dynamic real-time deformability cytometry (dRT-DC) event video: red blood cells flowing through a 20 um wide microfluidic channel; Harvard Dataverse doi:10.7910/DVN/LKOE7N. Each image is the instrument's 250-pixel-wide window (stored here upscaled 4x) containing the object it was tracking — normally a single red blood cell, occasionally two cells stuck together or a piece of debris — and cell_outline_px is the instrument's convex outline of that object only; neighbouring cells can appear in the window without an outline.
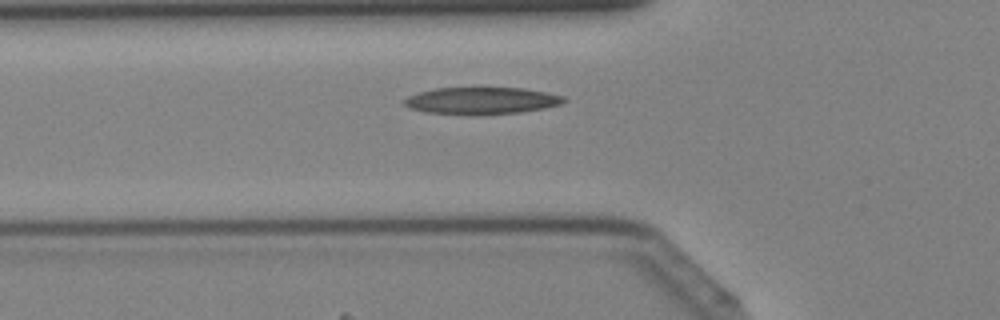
{"species": "Egyptian fruit bat (a non-hibernating species)", "species_latin": "Rousettus aegyptiacus", "temperature_condition": "cold", "stored_images_in_passage": 37, "camera_frame_rate_fps": 3000, "um_per_image_px": 0.085, "animal": {"sex": "female"}, "frame": {"image": 1, "passage_image": 10, "time_ms": 3.0, "image_size_px": [1000, 320], "cell_outline_px": [[568, 100], [560, 104], [544, 108], [520, 112], [428, 112], [412, 108], [404, 104], [400, 100], [408, 96], [420, 92], [436, 88], [524, 88], [548, 92], [564, 96]], "centroid_in_image_um": [40.99, 8.51], "position_along_channel_um": 84.8, "area_um2": 23.99}}
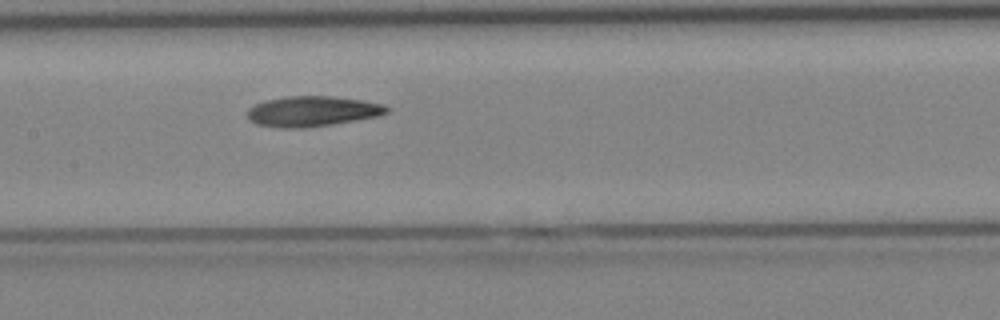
{"frame": {"image": 2, "passage_image": 16, "time_ms": 5.0, "image_size_px": [1000, 320], "cell_outline_px": [[392, 108], [388, 112], [380, 116], [332, 124], [304, 128], [280, 128], [256, 124], [248, 116], [248, 108], [264, 100], [284, 96], [332, 96], [364, 100], [384, 104]], "centroid_in_image_um": [26.59, 9.45], "position_along_channel_um": 180.8, "area_um2": 24.85}}
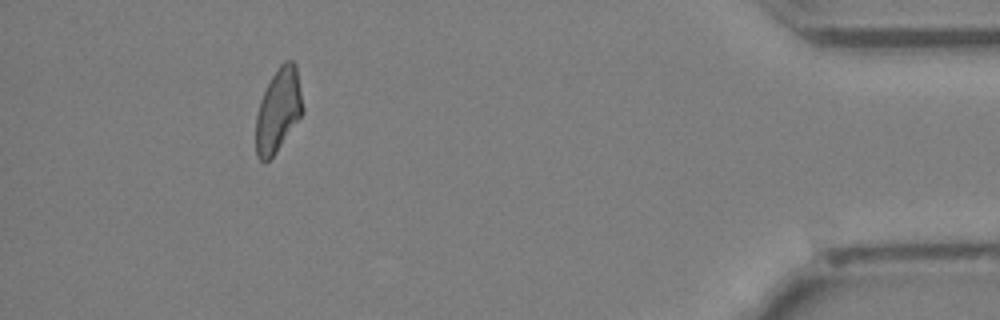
{"frame": {"image": 3, "passage_image": 34, "time_ms": 11.0, "image_size_px": [1000, 320], "cell_outline_px": [[304, 112], [276, 152], [268, 160], [260, 160], [256, 156], [256, 116], [260, 100], [272, 76], [280, 64], [284, 60], [292, 60], [296, 64], [304, 108]], "centroid_in_image_um": [23.67, 9.35], "position_along_channel_um": 411.5, "area_um2": 22.72}}